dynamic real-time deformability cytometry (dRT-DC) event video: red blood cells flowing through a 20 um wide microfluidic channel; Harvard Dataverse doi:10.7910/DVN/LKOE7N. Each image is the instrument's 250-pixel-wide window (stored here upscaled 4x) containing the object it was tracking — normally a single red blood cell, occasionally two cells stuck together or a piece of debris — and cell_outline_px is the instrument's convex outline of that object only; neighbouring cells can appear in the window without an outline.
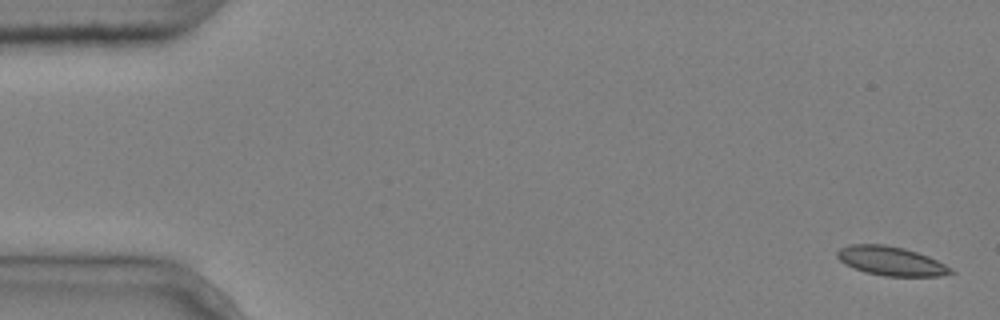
{"species": "common noctule bat (a hibernating species)", "species_latin": "Nyctalus noctula", "temperature_condition": "cold", "stored_images_in_passage": 5, "camera_frame_rate_fps": 3000, "um_per_image_px": 0.085, "animal": {"sex": "male", "body_mass_g": 20.4}, "frame": {"image": 1, "passage_image": 1, "time_ms": 0.0, "image_size_px": [1000, 320], "cell_outline_px": [[956, 272], [940, 276], [884, 276], [864, 272], [844, 264], [836, 256], [836, 252], [840, 248], [848, 244], [884, 244], [904, 248], [928, 256], [952, 268]], "centroid_in_image_um": [75.71, 22.18], "position_along_channel_um": 9.3, "area_um2": 19.31}}
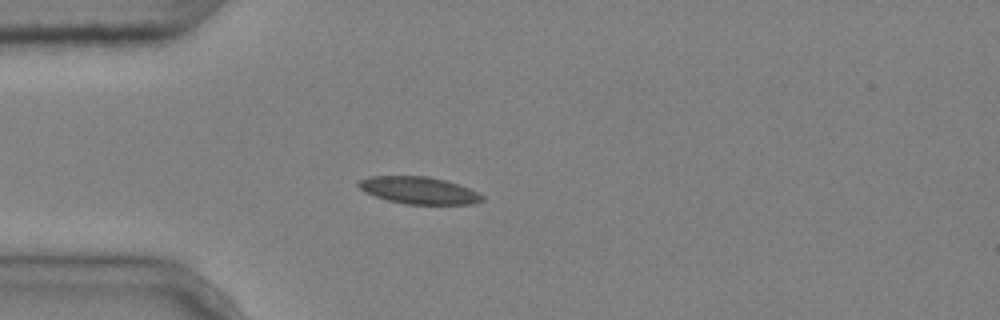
{"frame": {"image": 2, "passage_image": 5, "time_ms": 1.333, "image_size_px": [1000, 320], "cell_outline_px": [[484, 200], [472, 204], [404, 204], [388, 200], [376, 196], [360, 188], [356, 184], [360, 180], [368, 176], [428, 176], [444, 180], [468, 188], [484, 196]], "centroid_in_image_um": [35.6, 16.18], "position_along_channel_um": 49.4, "area_um2": 19.31}}